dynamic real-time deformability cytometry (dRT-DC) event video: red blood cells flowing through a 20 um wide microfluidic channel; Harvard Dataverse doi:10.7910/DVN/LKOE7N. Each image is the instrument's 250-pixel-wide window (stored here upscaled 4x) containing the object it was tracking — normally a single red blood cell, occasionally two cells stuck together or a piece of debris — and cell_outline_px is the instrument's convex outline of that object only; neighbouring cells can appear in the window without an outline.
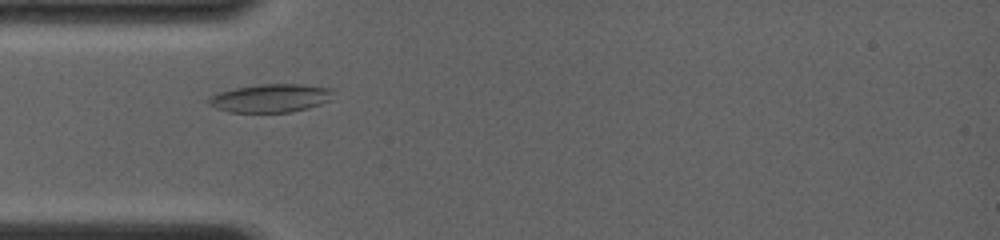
{"species": "common noctule bat (a hibernating species)", "species_latin": "Nyctalus noctula", "temperature_condition": "room temperature", "stored_images_in_passage": 22, "camera_frame_rate_fps": 4000, "um_per_image_px": 0.085, "animal": {"sex": "female", "body_mass_g": 19.0, "forearm_length_mm": 56.7}, "frame": {"image": 1, "passage_image": 1, "time_ms": 0.0, "image_size_px": [1000, 240], "cell_outline_px": [[332, 100], [308, 108], [292, 112], [228, 112], [216, 108], [208, 104], [208, 100], [212, 96], [220, 92], [236, 88], [260, 84], [304, 84], [332, 88]], "centroid_in_image_um": [23.04, 8.34], "position_along_channel_um": 62.0, "area_um2": 20.52}}
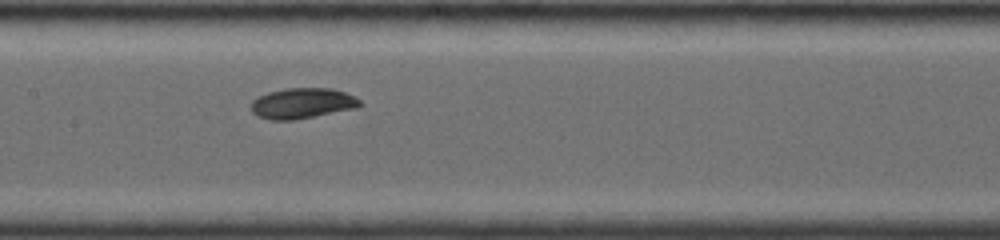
{"frame": {"image": 2, "passage_image": 8, "time_ms": 3.0, "image_size_px": [1000, 240], "cell_outline_px": [[364, 104], [356, 108], [292, 120], [272, 120], [256, 116], [252, 112], [252, 100], [268, 92], [284, 88], [332, 88], [344, 92], [360, 100]], "centroid_in_image_um": [25.69, 8.77], "position_along_channel_um": 181.7, "area_um2": 19.25}}
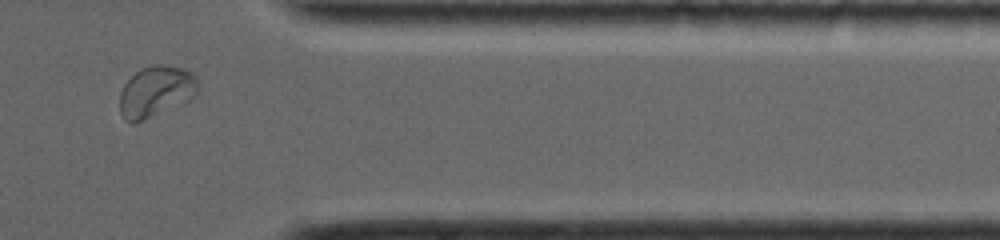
{"frame": {"image": 3, "passage_image": 19, "time_ms": 8.5, "image_size_px": [1000, 240], "cell_outline_px": [[200, 80], [196, 92], [188, 100], [136, 124], [132, 124], [124, 120], [120, 112], [120, 92], [124, 84], [140, 68], [152, 64], [160, 64], [184, 68]], "centroid_in_image_um": [13.22, 7.78], "position_along_channel_um": 398.2, "area_um2": 23.35}, "authors_computed_cell_mechanics": {"area_um2": 19.4208, "velocity_mm_per_s": 4.0152, "shape_relaxation_time_tau1_ms": 1.8843, "shape_relaxation_time_tau2_ms": null, "deformation_change_tau1": 0.0751, "deformation_change_tau2": null}}